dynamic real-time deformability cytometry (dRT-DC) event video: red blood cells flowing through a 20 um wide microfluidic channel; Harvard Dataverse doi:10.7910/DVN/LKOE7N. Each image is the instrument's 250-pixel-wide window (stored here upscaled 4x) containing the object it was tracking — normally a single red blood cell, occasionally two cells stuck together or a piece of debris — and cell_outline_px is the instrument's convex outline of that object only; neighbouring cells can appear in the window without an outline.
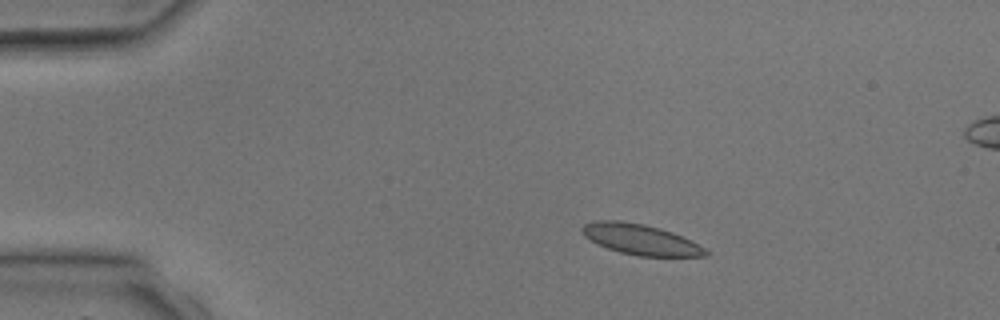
{"species": "common noctule bat (a hibernating species)", "species_latin": "Nyctalus noctula", "temperature_condition": "room temperature", "stored_images_in_passage": 3, "segment_of_instrument_passage": [1, 2], "camera_frame_rate_fps": 3000, "um_per_image_px": 0.085, "animal": {"sex": "male", "body_mass_g": 17.9, "forearm_length_mm": 54.2}, "frame": {"image": 1, "passage_image": 1, "time_ms": 0.0, "image_size_px": [1000, 320], "cell_outline_px": [[708, 256], [636, 256], [620, 252], [596, 244], [584, 236], [580, 232], [580, 228], [584, 224], [596, 220], [620, 220], [644, 224], [660, 228], [672, 232], [704, 248], [708, 252]], "centroid_in_image_um": [54.36, 20.34], "position_along_channel_um": 30.6, "area_um2": 21.91}}